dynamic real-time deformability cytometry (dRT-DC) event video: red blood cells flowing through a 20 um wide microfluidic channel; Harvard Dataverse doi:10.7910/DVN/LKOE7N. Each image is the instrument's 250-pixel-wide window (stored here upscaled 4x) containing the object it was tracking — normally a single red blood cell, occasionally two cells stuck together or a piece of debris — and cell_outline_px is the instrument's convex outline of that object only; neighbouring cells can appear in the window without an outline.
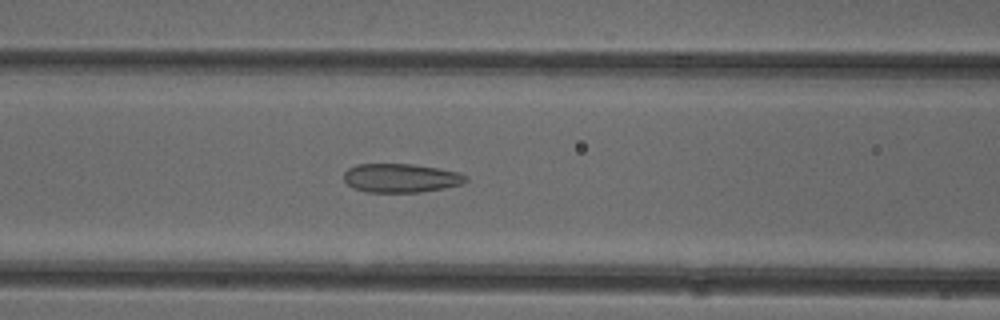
{"species": "common noctule bat (a hibernating species)", "species_latin": "Nyctalus noctula", "temperature_condition": "cold", "stored_images_in_passage": 51, "camera_frame_rate_fps": 3000, "um_per_image_px": 0.085, "animal": {"sex": "female"}, "frame": {"image": 1, "passage_image": 21, "time_ms": 6.667, "image_size_px": [1000, 320], "cell_outline_px": [[468, 180], [460, 184], [444, 188], [420, 192], [368, 192], [352, 188], [344, 180], [344, 172], [348, 168], [356, 164], [412, 164], [460, 172], [468, 176]], "centroid_in_image_um": [34.06, 15.13], "position_along_channel_um": 132.5, "area_um2": 20.52}}
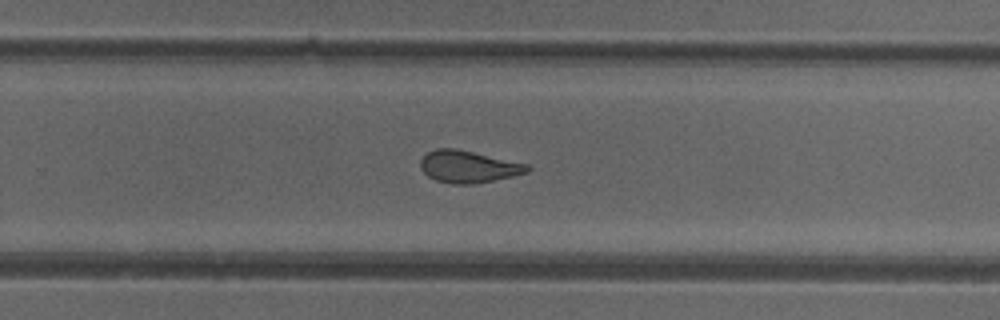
{"frame": {"image": 2, "passage_image": 33, "time_ms": 10.667, "image_size_px": [1000, 320], "cell_outline_px": [[532, 168], [528, 172], [512, 176], [476, 184], [452, 184], [436, 180], [428, 176], [420, 168], [420, 160], [428, 152], [436, 148], [456, 148], [528, 164]], "centroid_in_image_um": [39.81, 14.17], "position_along_channel_um": 290.0, "area_um2": 20.0}}
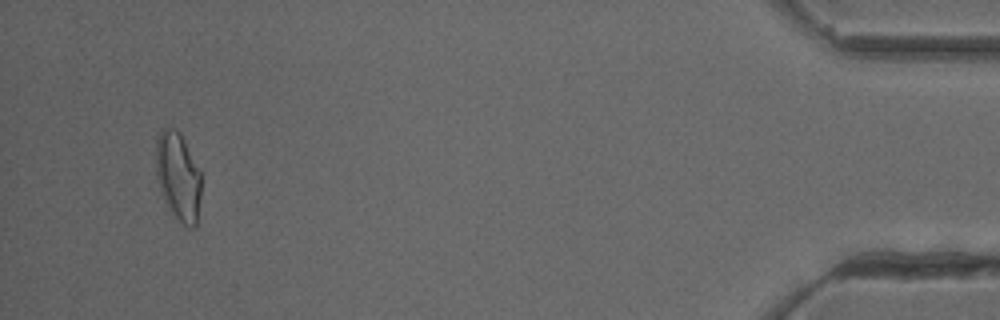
{"frame": {"image": 3, "passage_image": 49, "time_ms": 16.0, "image_size_px": [1000, 320], "cell_outline_px": [[200, 196], [196, 224], [192, 228], [188, 228], [168, 208], [160, 192], [156, 176], [156, 140], [160, 132], [164, 128], [176, 128], [180, 132], [200, 172]], "centroid_in_image_um": [15.12, 14.98], "position_along_channel_um": 420.1, "area_um2": 23.06}, "authors_computed_cell_mechanics": {"area_um2": 21.1548, "velocity_mm_per_s": 3.9471, "shape_relaxation_time_tau1_ms": null, "shape_relaxation_time_tau2_ms": 1.7869, "deformation_change_tau1": null, "deformation_change_tau2": 0.0977}}